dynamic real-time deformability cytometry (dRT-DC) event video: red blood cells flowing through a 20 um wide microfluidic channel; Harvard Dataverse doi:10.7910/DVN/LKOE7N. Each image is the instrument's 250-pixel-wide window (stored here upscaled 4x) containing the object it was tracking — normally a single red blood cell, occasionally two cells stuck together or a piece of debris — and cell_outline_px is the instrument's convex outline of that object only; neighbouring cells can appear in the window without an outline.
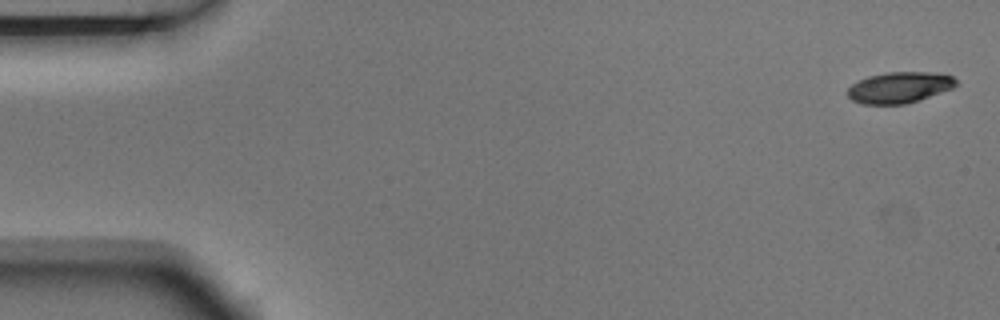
{"species": "Egyptian fruit bat (a non-hibernating species)", "species_latin": "Rousettus aegyptiacus", "temperature_condition": "room temperature", "stored_images_in_passage": 5, "camera_frame_rate_fps": 3000, "um_per_image_px": 0.085, "animal": {"sex": "male"}, "frame": {"image": 1, "passage_image": 1, "time_ms": 0.0, "image_size_px": [1000, 320], "cell_outline_px": [[956, 84], [952, 88], [904, 104], [864, 104], [852, 100], [848, 96], [848, 88], [852, 84], [868, 76], [888, 72], [932, 72], [952, 76], [956, 80]], "centroid_in_image_um": [76.42, 7.42], "position_along_channel_um": 8.6, "area_um2": 19.25}}
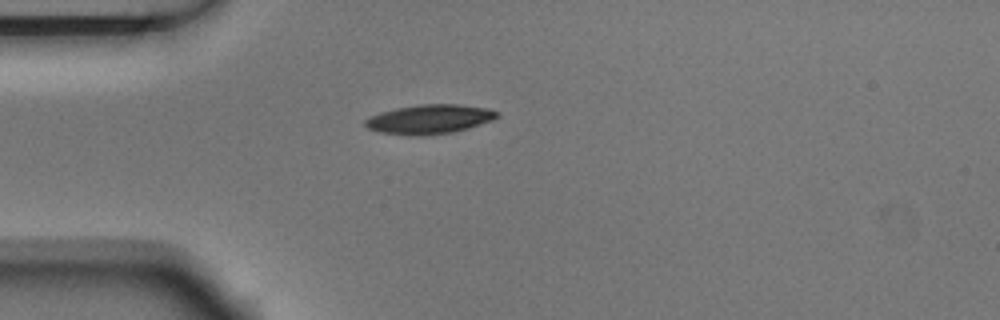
{"frame": {"image": 2, "passage_image": 4, "time_ms": 1.0, "image_size_px": [1000, 320], "cell_outline_px": [[500, 116], [492, 120], [468, 128], [452, 132], [380, 132], [368, 128], [364, 124], [364, 120], [380, 112], [396, 108], [420, 104], [460, 104], [488, 108], [500, 112]], "centroid_in_image_um": [36.59, 10.06], "position_along_channel_um": 48.4, "area_um2": 21.39}}